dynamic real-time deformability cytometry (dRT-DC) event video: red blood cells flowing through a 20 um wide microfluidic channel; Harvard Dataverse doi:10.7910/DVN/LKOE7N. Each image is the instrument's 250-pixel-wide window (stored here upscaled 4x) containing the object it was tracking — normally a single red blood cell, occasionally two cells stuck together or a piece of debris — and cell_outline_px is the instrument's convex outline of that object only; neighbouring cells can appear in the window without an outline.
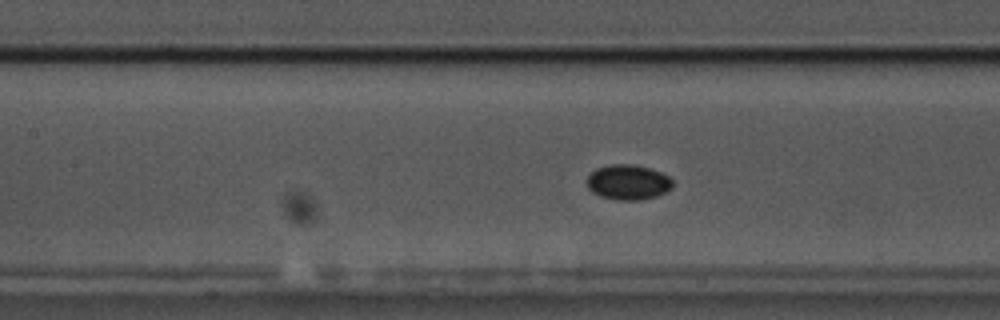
{"species": "common noctule bat (a hibernating species)", "species_latin": "Nyctalus noctula", "temperature_condition": "cold", "stored_images_in_passage": 58, "camera_frame_rate_fps": 3000, "um_per_image_px": 0.085, "animal": {"sex": "male", "body_mass_g": 17.5, "forearm_length_mm": 52.3}, "frame": {"image": 1, "passage_image": 26, "time_ms": 8.333, "image_size_px": [1000, 320], "cell_outline_px": [[672, 188], [656, 196], [640, 200], [620, 200], [600, 196], [592, 192], [588, 188], [588, 176], [596, 168], [612, 164], [632, 164], [648, 168], [660, 172], [668, 176], [672, 180]], "centroid_in_image_um": [53.38, 15.49], "position_along_channel_um": 154.0, "area_um2": 17.34}}
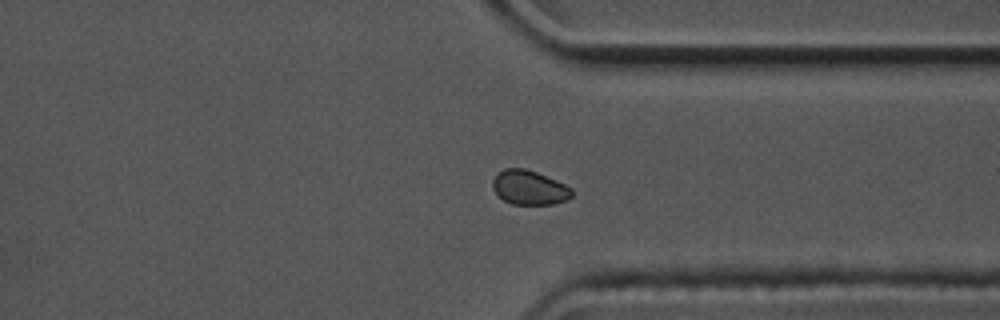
{"frame": {"image": 2, "passage_image": 44, "time_ms": 14.333, "image_size_px": [1000, 320], "cell_outline_px": [[572, 196], [564, 200], [552, 204], [512, 204], [504, 200], [492, 188], [492, 180], [504, 168], [524, 168], [536, 172], [556, 180], [572, 188]], "centroid_in_image_um": [44.98, 15.94], "position_along_channel_um": 366.4, "area_um2": 15.61}}
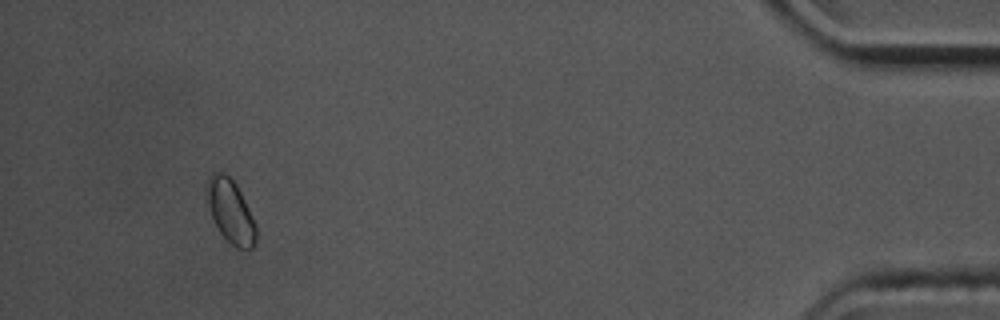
{"frame": {"image": 3, "passage_image": 54, "time_ms": 17.667, "image_size_px": [1000, 320], "cell_outline_px": [[256, 244], [252, 248], [236, 248], [220, 232], [212, 216], [208, 204], [204, 188], [208, 176], [212, 172], [220, 172], [228, 176], [236, 184], [256, 224]], "centroid_in_image_um": [19.57, 17.93], "position_along_channel_um": 415.6, "area_um2": 18.03}, "authors_computed_cell_mechanics": {"area_um2": 16.7909, "velocity_mm_per_s": 3.5505, "shape_relaxation_time_tau1_ms": 1.7585, "shape_relaxation_time_tau2_ms": null, "deformation_change_tau1": 0.0325, "deformation_change_tau2": null}}